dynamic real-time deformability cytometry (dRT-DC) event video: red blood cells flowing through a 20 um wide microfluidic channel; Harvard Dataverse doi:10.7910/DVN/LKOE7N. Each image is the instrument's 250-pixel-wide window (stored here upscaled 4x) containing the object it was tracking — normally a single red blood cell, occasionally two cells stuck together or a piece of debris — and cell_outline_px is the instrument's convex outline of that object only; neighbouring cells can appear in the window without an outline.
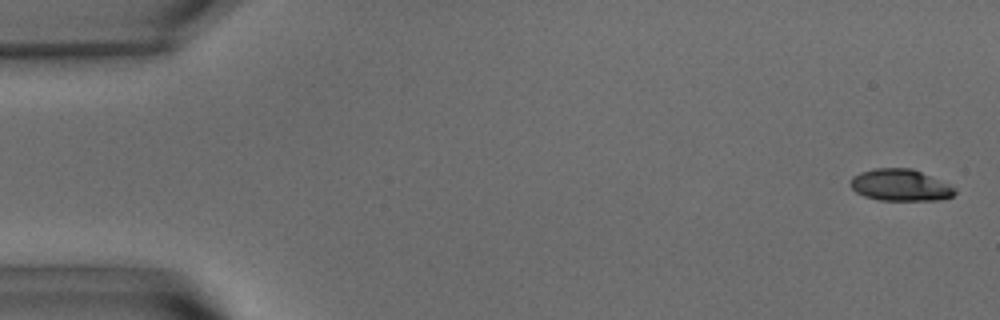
{"species": "common noctule bat (a hibernating species)", "species_latin": "Nyctalus noctula", "temperature_condition": "warm", "stored_images_in_passage": 57, "camera_frame_rate_fps": 3000, "um_per_image_px": 0.085, "animal": {"sex": "male", "body_mass_g": 15.6}, "frame": {"image": 1, "passage_image": 2, "time_ms": 0.333, "image_size_px": [1000, 320], "cell_outline_px": [[956, 192], [952, 196], [940, 200], [880, 200], [864, 196], [856, 192], [848, 184], [852, 176], [860, 172], [876, 168], [912, 168], [948, 184], [956, 188]], "centroid_in_image_um": [76.49, 15.73], "position_along_channel_um": 8.5, "area_um2": 19.31}}
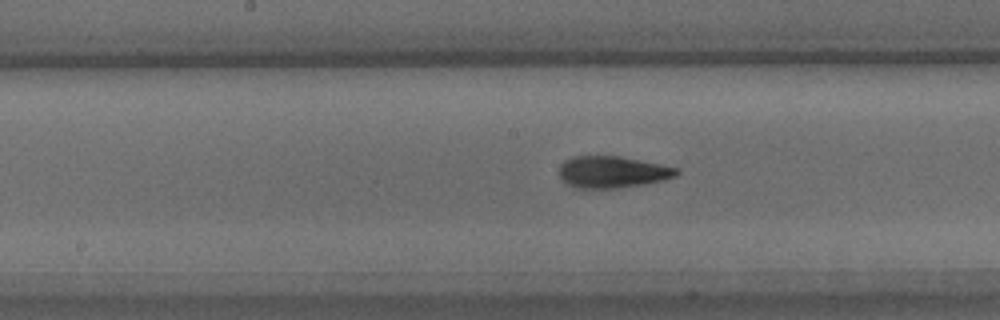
{"frame": {"image": 2, "passage_image": 29, "time_ms": 9.333, "image_size_px": [1000, 320], "cell_outline_px": [[680, 172], [676, 176], [664, 180], [644, 184], [616, 188], [580, 188], [568, 184], [560, 176], [560, 164], [564, 160], [572, 156], [620, 156], [680, 168]], "centroid_in_image_um": [52.08, 14.61], "position_along_channel_um": 196.1, "area_um2": 21.68}}
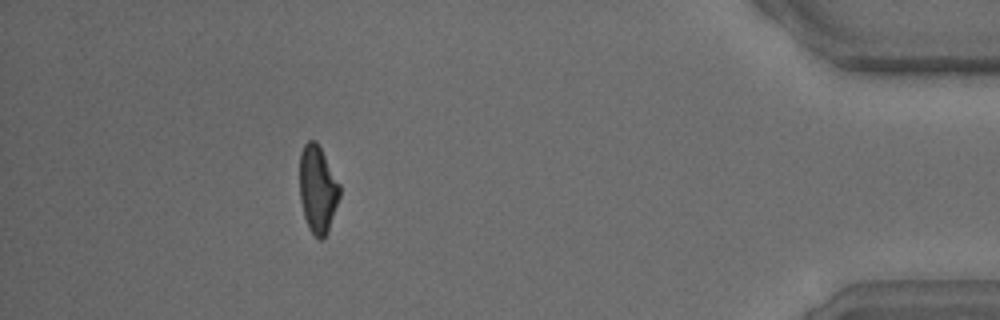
{"frame": {"image": 3, "passage_image": 51, "time_ms": 16.667, "image_size_px": [1000, 320], "cell_outline_px": [[340, 196], [328, 232], [320, 240], [308, 228], [304, 216], [300, 200], [300, 152], [304, 144], [308, 140], [316, 140], [340, 184]], "centroid_in_image_um": [27.0, 16.08], "position_along_channel_um": 408.2, "area_um2": 20.35}, "authors_computed_cell_mechanics": {"area_um2": 21.097, "velocity_mm_per_s": 3.6204, "shape_relaxation_time_tau1_ms": 4.9043, "shape_relaxation_time_tau2_ms": 2.3682, "deformation_change_tau1": 0.1776, "deformation_change_tau2": 0.0977}}